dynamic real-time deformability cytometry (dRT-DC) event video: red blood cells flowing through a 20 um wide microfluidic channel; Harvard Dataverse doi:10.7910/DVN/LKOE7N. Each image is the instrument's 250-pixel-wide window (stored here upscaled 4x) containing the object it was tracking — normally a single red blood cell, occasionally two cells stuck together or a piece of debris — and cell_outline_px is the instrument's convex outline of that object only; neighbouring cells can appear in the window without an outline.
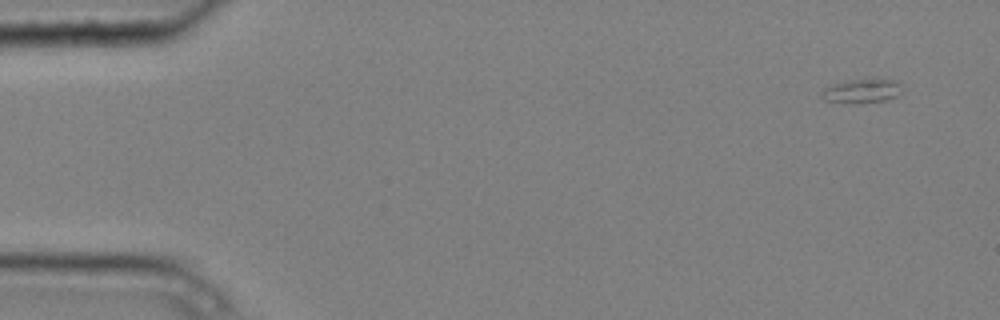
{"species": "common noctule bat (a hibernating species)", "species_latin": "Nyctalus noctula", "temperature_condition": "cold", "stored_images_in_passage": 5, "camera_frame_rate_fps": 3000, "um_per_image_px": 0.085, "animal": {"sex": "male", "body_mass_g": 20.4}, "frame": {"image": 1, "passage_image": 1, "time_ms": 0.0, "image_size_px": [1000, 320], "cell_outline_px": [[900, 92], [896, 96], [888, 100], [852, 104], [824, 100], [820, 96], [820, 92], [824, 88], [832, 84], [848, 80], [896, 80]], "centroid_in_image_um": [73.16, 7.76], "position_along_channel_um": 11.8, "area_um2": 11.1}}